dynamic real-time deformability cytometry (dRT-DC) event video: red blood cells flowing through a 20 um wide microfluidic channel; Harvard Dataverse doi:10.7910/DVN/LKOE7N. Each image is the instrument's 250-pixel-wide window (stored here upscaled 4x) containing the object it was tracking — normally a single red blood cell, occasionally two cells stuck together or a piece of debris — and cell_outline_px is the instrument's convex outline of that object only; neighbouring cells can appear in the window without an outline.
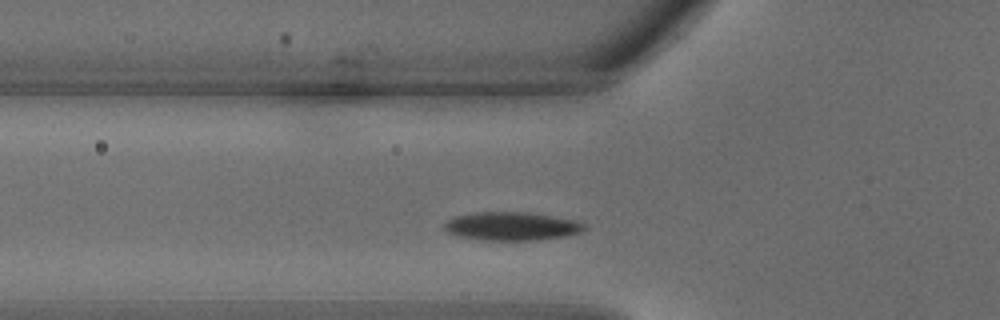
{"species": "common noctule bat (a hibernating species)", "species_latin": "Nyctalus noctula", "temperature_condition": "warm", "stored_images_in_passage": 25, "camera_frame_rate_fps": 3000, "um_per_image_px": 0.085, "animal": {"sex": "male", "body_mass_g": 18.8}, "frame": {"image": 1, "passage_image": 2, "time_ms": 0.333, "image_size_px": [1000, 320], "cell_outline_px": [[588, 228], [580, 232], [560, 236], [536, 240], [484, 240], [456, 236], [448, 232], [444, 228], [444, 224], [448, 220], [456, 216], [476, 212], [528, 212], [552, 216], [572, 220], [584, 224]], "centroid_in_image_um": [43.45, 19.22], "position_along_channel_um": 82.4, "area_um2": 22.89}}
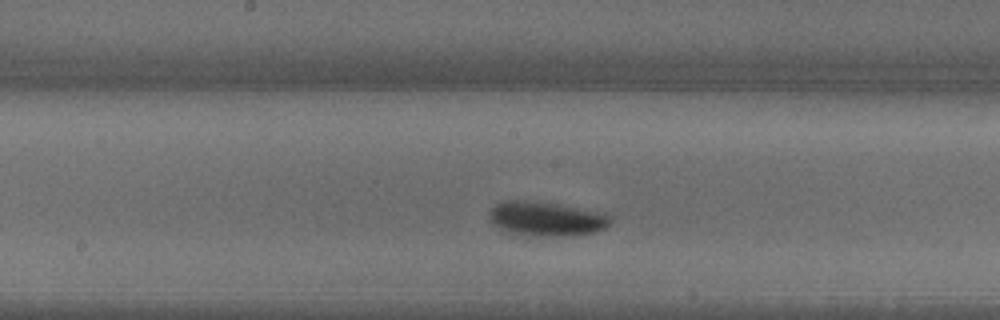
{"frame": {"image": 2, "passage_image": 8, "time_ms": 2.333, "image_size_px": [1000, 320], "cell_outline_px": [[608, 224], [604, 228], [596, 232], [576, 236], [520, 236], [504, 232], [492, 224], [488, 216], [488, 212], [496, 204], [504, 200], [536, 200], [608, 212]], "centroid_in_image_um": [46.39, 18.6], "position_along_channel_um": 201.8, "area_um2": 25.2}}
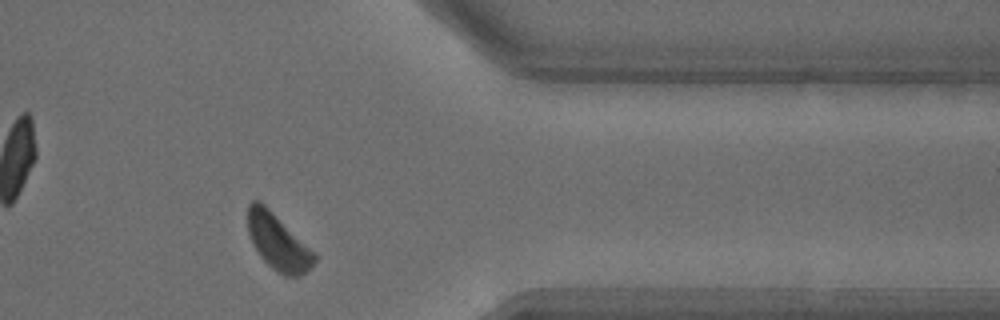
{"frame": {"image": 3, "passage_image": 18, "time_ms": 5.667, "image_size_px": [1000, 320], "cell_outline_px": [[316, 260], [300, 276], [284, 276], [272, 268], [260, 256], [252, 244], [248, 232], [248, 204], [252, 200], [260, 200], [316, 256]], "centroid_in_image_um": [23.56, 20.57], "position_along_channel_um": 387.8, "area_um2": 20.87}}